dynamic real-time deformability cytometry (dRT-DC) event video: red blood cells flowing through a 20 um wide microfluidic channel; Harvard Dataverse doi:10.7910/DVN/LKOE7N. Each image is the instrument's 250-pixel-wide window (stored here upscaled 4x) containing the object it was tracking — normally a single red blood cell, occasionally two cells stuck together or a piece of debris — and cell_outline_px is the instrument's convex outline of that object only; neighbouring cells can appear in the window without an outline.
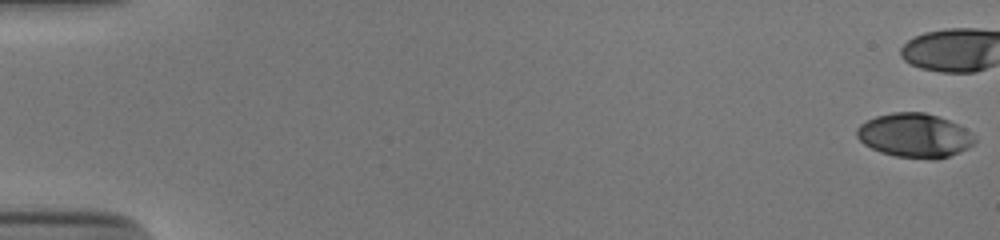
{"species": "human", "species_latin": "Homo sapiens", "temperature_condition": "cold", "stored_images_in_passage": 44, "camera_frame_rate_fps": 3000, "um_per_image_px": 0.085, "donor": {"sex": "male"}, "frame": {"image": 1, "passage_image": 1, "time_ms": 0.0, "image_size_px": [1000, 240], "cell_outline_px": [[976, 140], [968, 148], [948, 156], [936, 160], [932, 160], [896, 156], [880, 152], [864, 144], [856, 136], [856, 128], [860, 124], [876, 116], [892, 112], [924, 112], [948, 120], [972, 132], [976, 136]], "centroid_in_image_um": [77.74, 11.52], "position_along_channel_um": 7.3, "area_um2": 30.29}}